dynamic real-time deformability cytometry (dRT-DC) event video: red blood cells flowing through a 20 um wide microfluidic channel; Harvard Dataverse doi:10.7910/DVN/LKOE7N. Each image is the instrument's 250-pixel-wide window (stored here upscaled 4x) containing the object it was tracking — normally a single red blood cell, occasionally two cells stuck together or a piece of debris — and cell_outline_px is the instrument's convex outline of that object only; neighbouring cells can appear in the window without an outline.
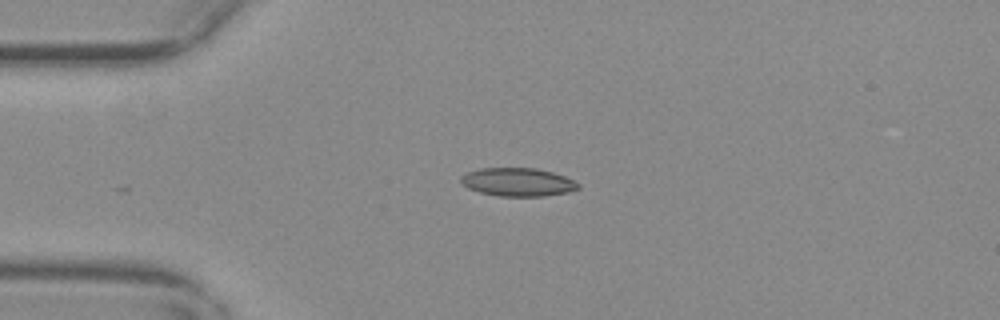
{"species": "common noctule bat (a hibernating species)", "species_latin": "Nyctalus noctula", "temperature_condition": "warm", "stored_images_in_passage": 31, "camera_frame_rate_fps": 3000, "um_per_image_px": 0.085, "animal": {"sex": "female", "body_mass_g": 29.2, "forearm_length_mm": 56.3}, "frame": {"image": 1, "passage_image": 1, "time_ms": 0.0, "image_size_px": [1000, 320], "cell_outline_px": [[580, 188], [568, 192], [544, 196], [500, 196], [480, 192], [468, 188], [460, 184], [460, 176], [468, 172], [480, 168], [536, 168], [552, 172], [564, 176], [580, 184]], "centroid_in_image_um": [43.99, 15.47], "position_along_channel_um": 41.0, "area_um2": 19.36}}
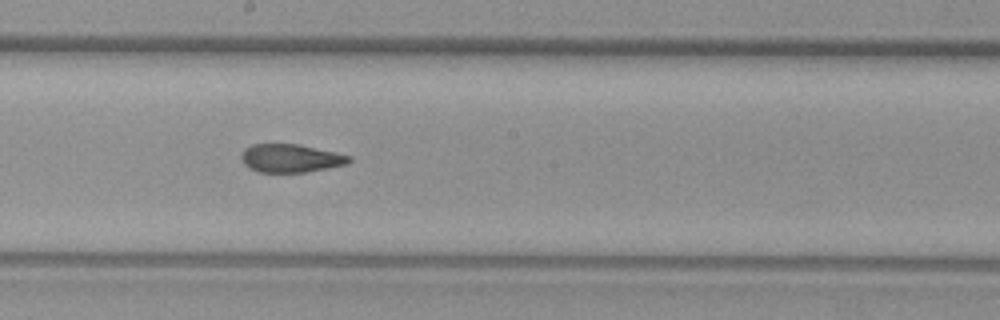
{"frame": {"image": 2, "passage_image": 18, "time_ms": 5.667, "image_size_px": [1000, 320], "cell_outline_px": [[352, 160], [348, 164], [328, 168], [304, 172], [256, 172], [248, 168], [244, 164], [240, 156], [244, 148], [252, 144], [300, 144], [336, 152], [352, 156]], "centroid_in_image_um": [24.71, 13.45], "position_along_channel_um": 223.5, "area_um2": 17.98}}
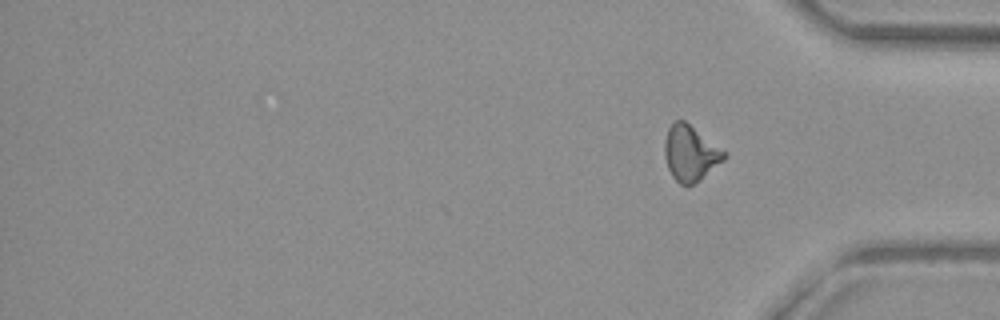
{"frame": {"image": 3, "passage_image": 31, "time_ms": 10.0, "image_size_px": [1000, 320], "cell_outline_px": [[728, 156], [724, 160], [696, 184], [680, 184], [672, 176], [668, 168], [664, 156], [664, 140], [668, 128], [672, 120], [684, 120], [728, 152]], "centroid_in_image_um": [58.69, 13.01], "position_along_channel_um": 376.5, "area_um2": 19.59}, "authors_computed_cell_mechanics": {"area_um2": 18.7272, "velocity_mm_per_s": 3.6672, "shape_relaxation_time_tau1_ms": 10.2009, "shape_relaxation_time_tau2_ms": 1.7842, "deformation_change_tau1": 0.2311, "deformation_change_tau2": 0.0939}}